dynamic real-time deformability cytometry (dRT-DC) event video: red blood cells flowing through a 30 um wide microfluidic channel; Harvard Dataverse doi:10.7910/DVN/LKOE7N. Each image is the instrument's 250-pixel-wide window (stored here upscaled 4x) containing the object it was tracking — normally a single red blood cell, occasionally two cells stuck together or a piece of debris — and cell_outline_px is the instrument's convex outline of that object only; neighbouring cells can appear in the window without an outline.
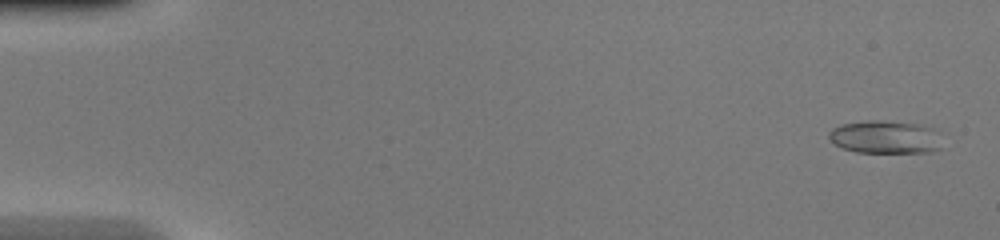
{"species": "common noctule bat (a hibernating species)", "species_latin": "Nyctalus noctula", "temperature_condition": "warm", "stored_images_in_passage": 48, "camera_frame_rate_fps": 3000, "um_per_image_px": 0.085, "animal": {"sex": "female", "body_mass_g": 20.0, "forearm_length_mm": 54.0}, "frame": {"image": 1, "passage_image": 2, "time_ms": 0.333, "image_size_px": [1000, 240], "cell_outline_px": [[940, 148], [932, 152], [856, 152], [844, 148], [836, 144], [828, 136], [828, 132], [832, 128], [840, 124], [868, 120], [880, 120], [916, 124], [932, 128], [940, 132]], "centroid_in_image_um": [75.25, 11.64], "position_along_channel_um": 9.7, "area_um2": 21.73}}
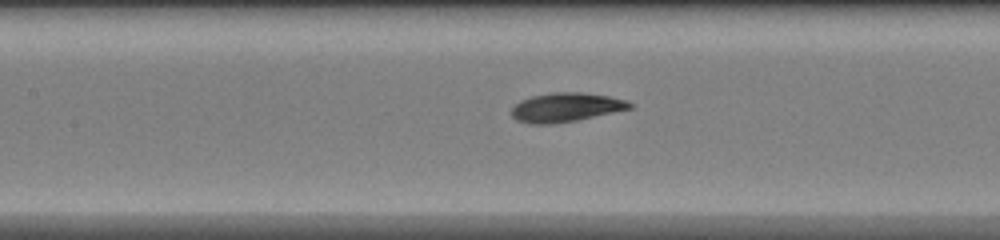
{"frame": {"image": 2, "passage_image": 23, "time_ms": 7.333, "image_size_px": [1000, 240], "cell_outline_px": [[632, 108], [576, 120], [552, 124], [528, 124], [516, 120], [512, 116], [512, 108], [520, 100], [532, 96], [552, 92], [584, 92], [608, 96], [628, 100], [632, 104]], "centroid_in_image_um": [48.08, 9.12], "position_along_channel_um": 159.3, "area_um2": 20.0}}
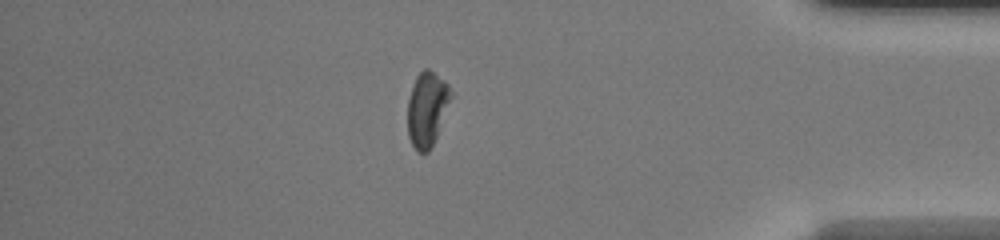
{"frame": {"image": 3, "passage_image": 42, "time_ms": 13.667, "image_size_px": [1000, 240], "cell_outline_px": [[456, 92], [436, 136], [428, 152], [416, 152], [408, 136], [408, 100], [416, 76], [424, 68], [428, 68], [444, 80]], "centroid_in_image_um": [36.34, 9.23], "position_along_channel_um": 398.9, "area_um2": 19.07}, "authors_computed_cell_mechanics": {"area_um2": 19.941, "velocity_mm_per_s": 4.2897, "shape_relaxation_time_tau1_ms": 2.3834, "shape_relaxation_time_tau2_ms": 2.6532, "deformation_change_tau1": 0.1573, "deformation_change_tau2": 0.0776}}